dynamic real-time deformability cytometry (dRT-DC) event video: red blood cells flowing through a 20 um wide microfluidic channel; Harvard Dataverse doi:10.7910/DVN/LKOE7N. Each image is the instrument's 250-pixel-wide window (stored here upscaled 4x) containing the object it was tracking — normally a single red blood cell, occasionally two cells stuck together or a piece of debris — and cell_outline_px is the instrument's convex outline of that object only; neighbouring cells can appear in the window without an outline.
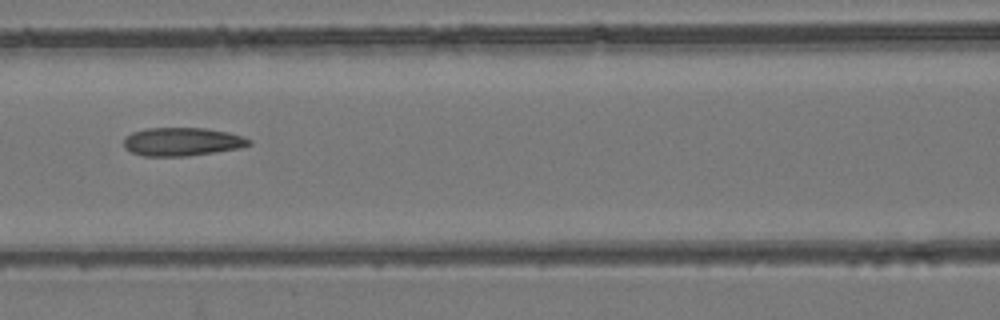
{"species": "common noctule bat (a hibernating species)", "species_latin": "Nyctalus noctula", "temperature_condition": "room temperature", "stored_images_in_passage": 7, "camera_frame_rate_fps": 3000, "um_per_image_px": 0.085, "animal": {"sex": "female", "body_mass_g": 24.6, "forearm_length_mm": 56.2}, "frame": {"image": 1, "passage_image": 4, "time_ms": 1.0, "image_size_px": [1000, 320], "cell_outline_px": [[252, 144], [240, 148], [188, 156], [144, 156], [132, 152], [124, 148], [124, 136], [132, 132], [144, 128], [204, 128], [228, 132], [244, 136], [252, 140]], "centroid_in_image_um": [15.48, 12.04], "position_along_channel_um": 151.1, "area_um2": 20.87}}
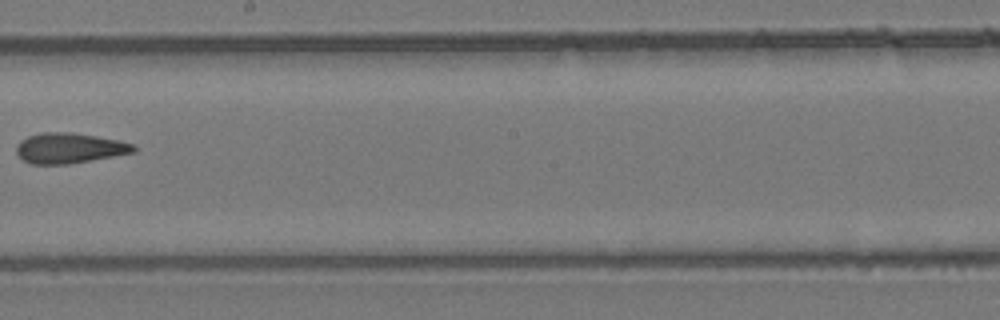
{"frame": {"image": 2, "passage_image": 6, "time_ms": 1.667, "image_size_px": [1000, 320], "cell_outline_px": [[136, 152], [68, 164], [32, 164], [24, 160], [16, 152], [16, 148], [20, 140], [28, 136], [40, 132], [72, 132], [120, 140], [132, 144], [136, 148]], "centroid_in_image_um": [5.89, 12.58], "position_along_channel_um": 242.3, "area_um2": 20.69}}
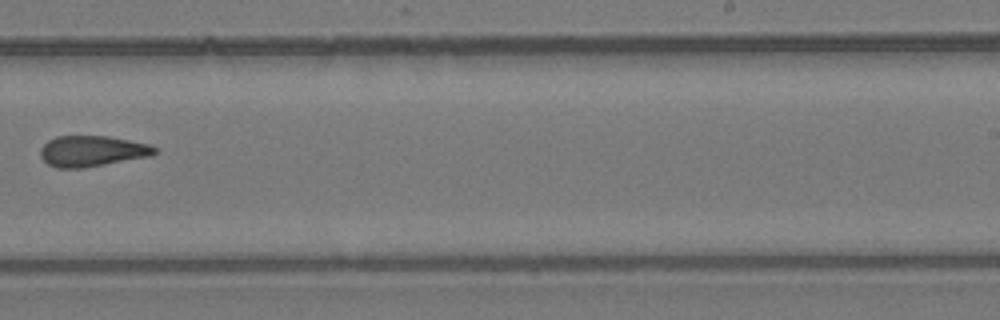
{"frame": {"image": 3, "passage_image": 7, "time_ms": 2.0, "image_size_px": [1000, 320], "cell_outline_px": [[160, 152], [152, 156], [80, 168], [56, 168], [48, 164], [40, 156], [40, 148], [48, 140], [56, 136], [108, 136], [148, 144], [156, 148]], "centroid_in_image_um": [7.83, 12.84], "position_along_channel_um": 281.2, "area_um2": 20.52}}